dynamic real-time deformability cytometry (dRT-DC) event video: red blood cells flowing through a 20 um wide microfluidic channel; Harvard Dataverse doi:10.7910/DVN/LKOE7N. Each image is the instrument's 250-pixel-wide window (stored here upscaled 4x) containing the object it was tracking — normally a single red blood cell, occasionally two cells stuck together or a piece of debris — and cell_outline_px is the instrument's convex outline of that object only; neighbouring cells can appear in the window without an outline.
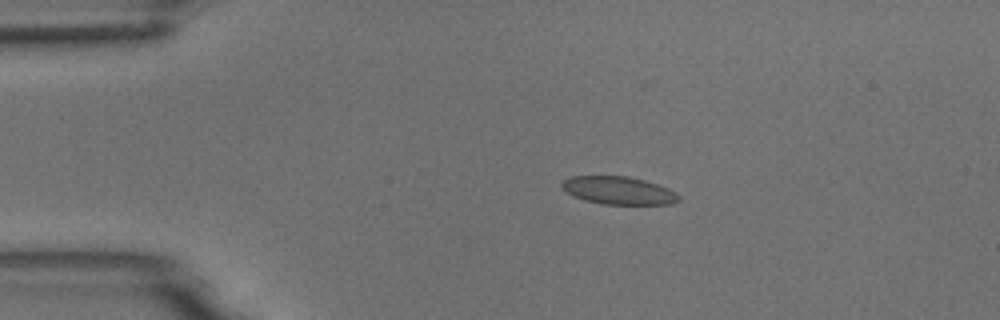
{"species": "common noctule bat (a hibernating species)", "species_latin": "Nyctalus noctula", "temperature_condition": "room temperature", "stored_images_in_passage": 9, "camera_frame_rate_fps": 3000, "um_per_image_px": 0.085, "animal": {"sex": "male", "body_mass_g": 18.8}, "frame": {"image": 1, "passage_image": 3, "time_ms": 2.333, "image_size_px": [1000, 320], "cell_outline_px": [[680, 200], [672, 204], [604, 204], [584, 200], [572, 196], [564, 192], [560, 188], [560, 184], [564, 180], [572, 176], [628, 176], [644, 180], [668, 188], [676, 192], [680, 196]], "centroid_in_image_um": [52.54, 16.19], "position_along_channel_um": 32.5, "area_um2": 19.13}}
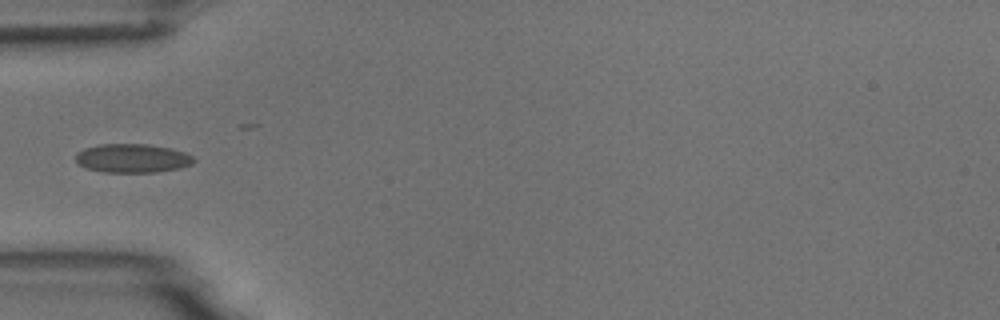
{"frame": {"image": 2, "passage_image": 5, "time_ms": 4.667, "image_size_px": [1000, 320], "cell_outline_px": [[196, 160], [192, 164], [180, 168], [156, 172], [104, 172], [84, 168], [76, 160], [76, 152], [84, 148], [100, 144], [148, 144], [172, 148], [184, 152], [192, 156]], "centroid_in_image_um": [11.25, 13.45], "position_along_channel_um": 73.7, "area_um2": 19.94}}